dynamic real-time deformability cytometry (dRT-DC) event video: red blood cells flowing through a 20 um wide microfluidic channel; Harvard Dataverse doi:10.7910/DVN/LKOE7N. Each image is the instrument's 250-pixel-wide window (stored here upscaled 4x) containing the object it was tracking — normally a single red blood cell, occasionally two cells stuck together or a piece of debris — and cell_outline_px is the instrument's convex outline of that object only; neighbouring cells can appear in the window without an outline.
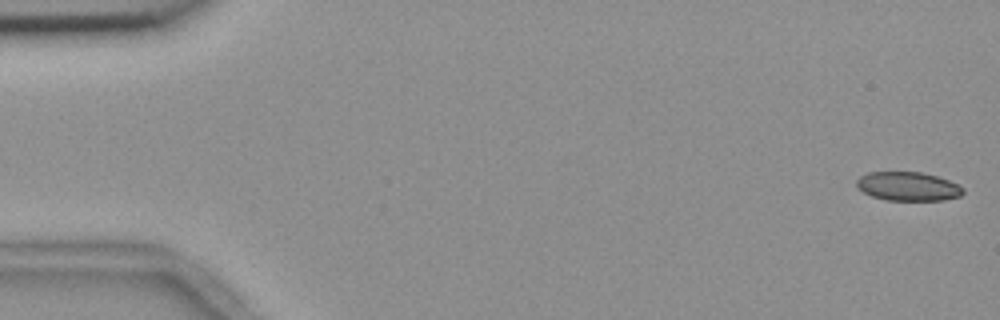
{"species": "common noctule bat (a hibernating species)", "species_latin": "Nyctalus noctula", "temperature_condition": "room temperature", "stored_images_in_passage": 55, "camera_frame_rate_fps": 3000, "um_per_image_px": 0.085, "animal": {"sex": "female", "body_mass_g": 18.4}, "frame": {"image": 1, "passage_image": 1, "time_ms": 0.0, "image_size_px": [1000, 320], "cell_outline_px": [[964, 192], [960, 196], [944, 200], [884, 200], [872, 196], [856, 188], [856, 180], [860, 176], [868, 172], [920, 172], [936, 176], [948, 180], [964, 188]], "centroid_in_image_um": [77.15, 15.84], "position_along_channel_um": 7.8, "area_um2": 17.92}}
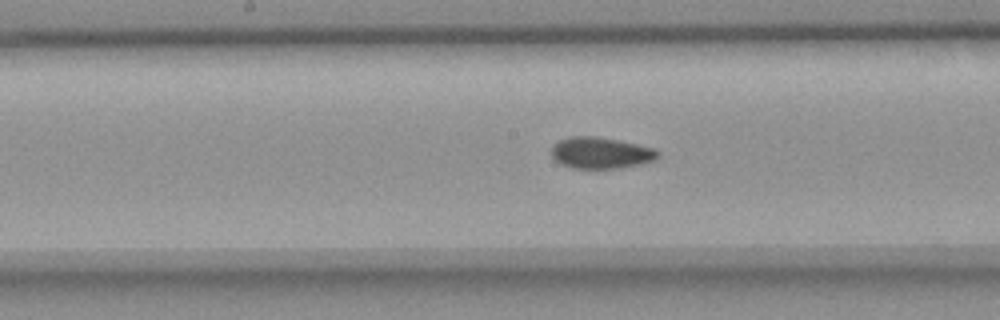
{"frame": {"image": 2, "passage_image": 28, "time_ms": 9.0, "image_size_px": [1000, 320], "cell_outline_px": [[660, 156], [656, 160], [616, 168], [572, 168], [560, 164], [552, 156], [552, 148], [560, 140], [568, 136], [596, 136], [636, 144], [652, 148], [660, 152]], "centroid_in_image_um": [51.05, 12.99], "position_along_channel_um": 197.1, "area_um2": 19.19}}
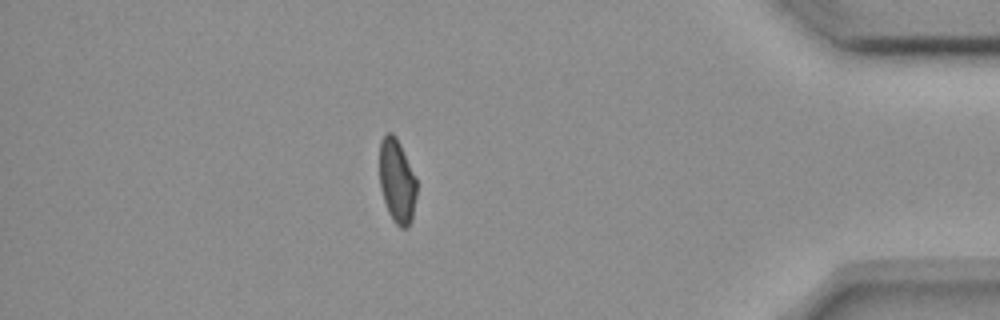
{"frame": {"image": 3, "passage_image": 48, "time_ms": 15.667, "image_size_px": [1000, 320], "cell_outline_px": [[416, 196], [412, 220], [408, 228], [400, 228], [392, 220], [388, 212], [380, 188], [380, 140], [388, 132], [392, 132], [396, 136], [416, 176]], "centroid_in_image_um": [33.75, 15.41], "position_along_channel_um": 401.5, "area_um2": 18.32}, "authors_computed_cell_mechanics": {"area_um2": 19.2474, "velocity_mm_per_s": 3.6767, "shape_relaxation_time_tau1_ms": null, "shape_relaxation_time_tau2_ms": 1.8082, "deformation_change_tau1": null, "deformation_change_tau2": 0.0713}}